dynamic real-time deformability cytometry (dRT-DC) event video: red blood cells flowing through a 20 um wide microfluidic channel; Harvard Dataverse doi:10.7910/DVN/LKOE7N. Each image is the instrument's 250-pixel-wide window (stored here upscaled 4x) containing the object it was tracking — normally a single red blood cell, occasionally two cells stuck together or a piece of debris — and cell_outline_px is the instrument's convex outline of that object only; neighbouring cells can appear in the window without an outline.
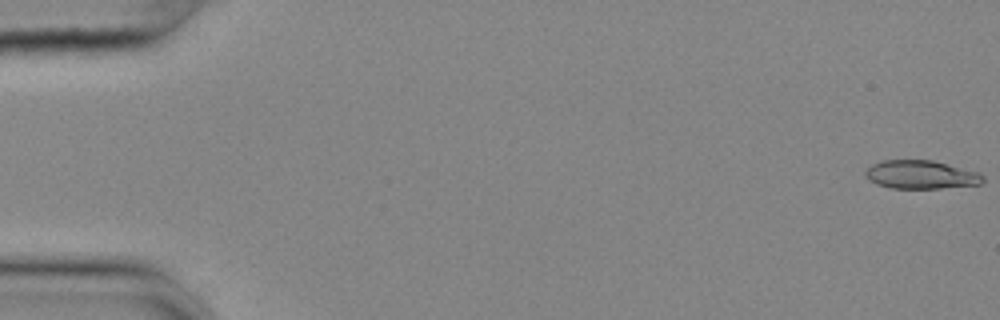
{"species": "common noctule bat (a hibernating species)", "species_latin": "Nyctalus noctula", "temperature_condition": "cold", "stored_images_in_passage": 55, "camera_frame_rate_fps": 3000, "um_per_image_px": 0.085, "animal": {"sex": "female", "body_mass_g": 25.1}, "frame": {"image": 1, "passage_image": 1, "time_ms": 0.0, "image_size_px": [1000, 320], "cell_outline_px": [[984, 180], [980, 184], [940, 188], [892, 188], [876, 184], [868, 180], [864, 176], [864, 172], [872, 164], [880, 160], [932, 160], [980, 172], [984, 176]], "centroid_in_image_um": [78.26, 14.84], "position_along_channel_um": 6.7, "area_um2": 19.59}}
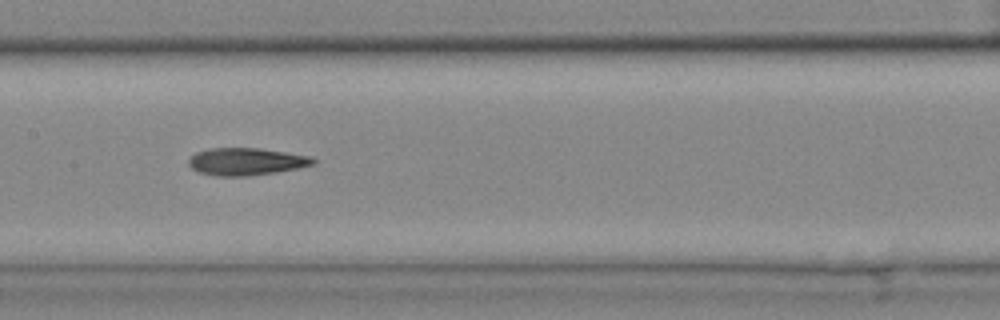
{"frame": {"image": 2, "passage_image": 28, "time_ms": 9.0, "image_size_px": [1000, 320], "cell_outline_px": [[316, 164], [300, 168], [276, 172], [248, 176], [216, 176], [200, 172], [192, 168], [188, 164], [188, 160], [196, 152], [208, 148], [260, 148], [312, 156], [316, 160]], "centroid_in_image_um": [20.97, 13.73], "position_along_channel_um": 186.4, "area_um2": 20.0}}
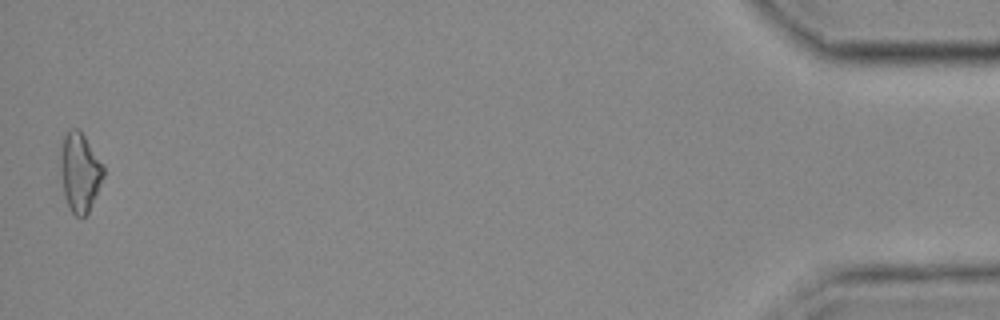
{"frame": {"image": 3, "passage_image": 55, "time_ms": 18.0, "image_size_px": [1000, 320], "cell_outline_px": [[104, 176], [88, 212], [84, 216], [76, 216], [72, 212], [64, 196], [60, 168], [60, 144], [68, 128], [80, 128], [104, 164]], "centroid_in_image_um": [6.78, 14.55], "position_along_channel_um": 428.4, "area_um2": 20.06}, "authors_computed_cell_mechanics": {"area_um2": 19.652, "velocity_mm_per_s": 3.6875, "shape_relaxation_time_tau1_ms": null, "shape_relaxation_time_tau2_ms": 6.1109, "deformation_change_tau1": null, "deformation_change_tau2": 0.1601}}